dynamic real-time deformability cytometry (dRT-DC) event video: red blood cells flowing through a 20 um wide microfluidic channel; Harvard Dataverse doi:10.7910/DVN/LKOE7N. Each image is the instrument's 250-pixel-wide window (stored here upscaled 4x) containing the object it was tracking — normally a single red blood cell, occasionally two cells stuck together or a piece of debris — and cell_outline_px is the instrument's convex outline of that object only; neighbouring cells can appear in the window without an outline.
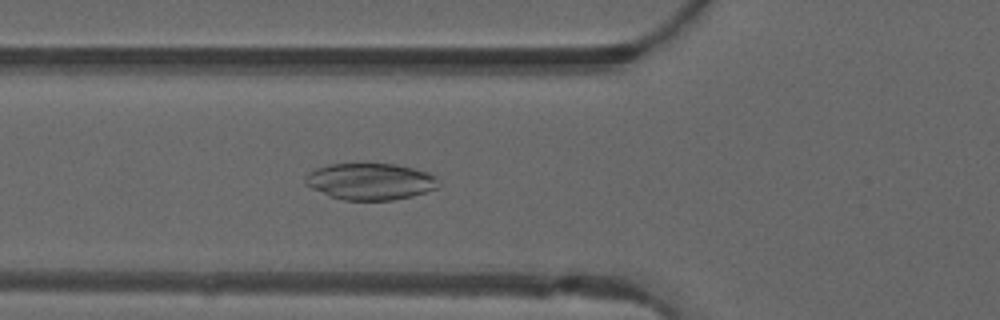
{"species": "common noctule bat (a hibernating species)", "species_latin": "Nyctalus noctula", "temperature_condition": "warm", "stored_images_in_passage": 47, "camera_frame_rate_fps": 3000, "um_per_image_px": 0.085, "animal": {"sex": "male", "forearm_length_mm": 52.5}, "frame": {"image": 1, "passage_image": 18, "time_ms": 5.667, "image_size_px": [1000, 320], "cell_outline_px": [[440, 184], [436, 188], [412, 196], [392, 200], [344, 200], [332, 196], [312, 188], [304, 184], [304, 176], [308, 172], [316, 168], [328, 164], [396, 164], [428, 172], [436, 176]], "centroid_in_image_um": [31.47, 15.42], "position_along_channel_um": 94.3, "area_um2": 28.38}}
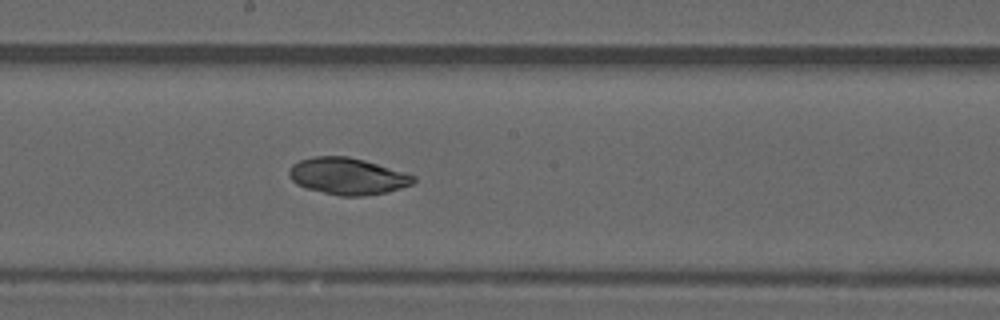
{"frame": {"image": 2, "passage_image": 27, "time_ms": 8.667, "image_size_px": [1000, 320], "cell_outline_px": [[416, 180], [412, 184], [388, 192], [364, 196], [340, 196], [308, 188], [296, 184], [288, 176], [288, 172], [292, 164], [300, 160], [312, 156], [348, 156], [364, 160], [404, 172], [416, 176]], "centroid_in_image_um": [29.53, 14.97], "position_along_channel_um": 218.7, "area_um2": 26.59}}
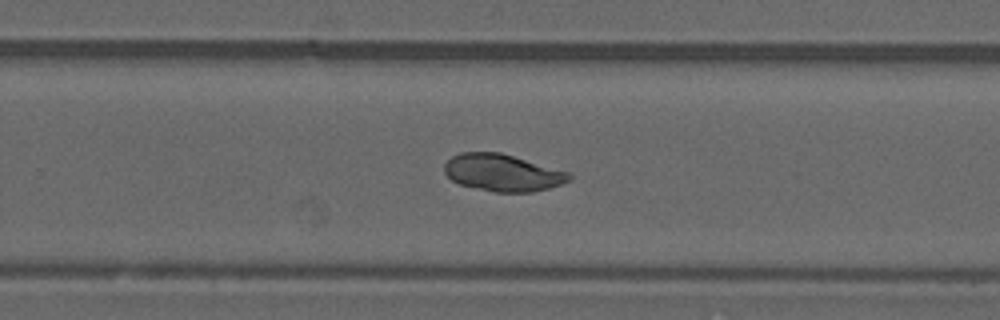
{"frame": {"image": 3, "passage_image": 32, "time_ms": 10.333, "image_size_px": [1000, 320], "cell_outline_px": [[572, 180], [548, 188], [532, 192], [496, 192], [460, 184], [452, 180], [444, 172], [444, 164], [452, 156], [460, 152], [500, 152], [568, 172], [572, 176]], "centroid_in_image_um": [42.71, 14.67], "position_along_channel_um": 287.1, "area_um2": 26.7}}